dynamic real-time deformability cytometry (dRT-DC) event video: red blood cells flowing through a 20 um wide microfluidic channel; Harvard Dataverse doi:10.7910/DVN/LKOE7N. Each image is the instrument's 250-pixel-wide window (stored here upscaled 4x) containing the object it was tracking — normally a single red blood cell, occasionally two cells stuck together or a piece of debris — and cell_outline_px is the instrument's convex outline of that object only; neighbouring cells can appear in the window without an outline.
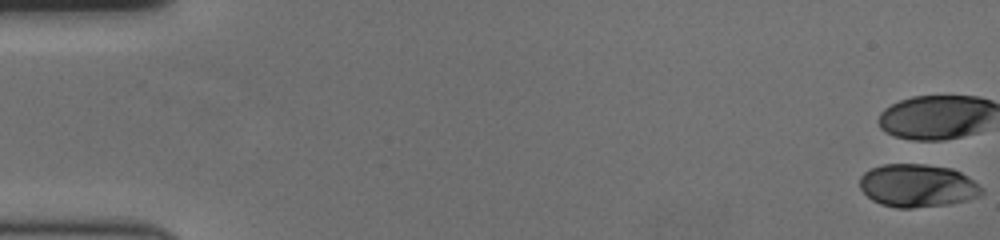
{"species": "human", "species_latin": "Homo sapiens", "temperature_condition": "cold", "stored_images_in_passage": 46, "camera_frame_rate_fps": 3000, "um_per_image_px": 0.085, "donor": {"sex": "female"}, "frame": {"image": 1, "passage_image": 1, "time_ms": 0.0, "image_size_px": [1000, 240], "cell_outline_px": [[984, 192], [980, 196], [968, 200], [948, 204], [912, 208], [896, 208], [880, 204], [872, 200], [860, 188], [860, 176], [864, 172], [872, 168], [884, 164], [924, 164], [952, 168], [960, 172], [984, 188]], "centroid_in_image_um": [77.99, 15.78], "position_along_channel_um": 7.0, "area_um2": 30.63}}